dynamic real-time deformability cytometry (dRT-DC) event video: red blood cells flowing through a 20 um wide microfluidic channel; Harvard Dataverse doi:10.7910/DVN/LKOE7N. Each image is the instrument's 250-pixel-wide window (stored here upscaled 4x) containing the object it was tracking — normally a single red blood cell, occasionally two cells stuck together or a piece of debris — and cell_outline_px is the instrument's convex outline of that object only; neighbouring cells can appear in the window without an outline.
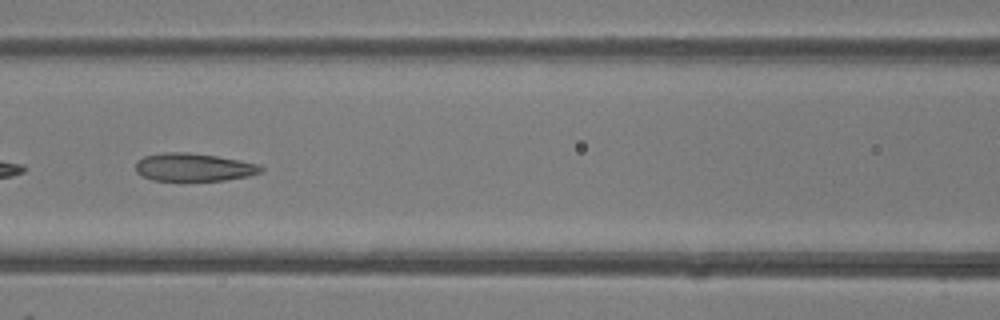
{"species": "common noctule bat (a hibernating species)", "species_latin": "Nyctalus noctula", "temperature_condition": "room temperature", "stored_images_in_passage": 46, "camera_frame_rate_fps": 3000, "um_per_image_px": 0.085, "animal": {"sex": "female"}, "frame": {"image": 1, "passage_image": 20, "time_ms": 6.333, "image_size_px": [1000, 320], "cell_outline_px": [[264, 168], [260, 172], [248, 176], [224, 180], [152, 180], [140, 176], [136, 172], [136, 160], [144, 156], [164, 152], [188, 152], [216, 156], [240, 160], [260, 164]], "centroid_in_image_um": [16.43, 14.21], "position_along_channel_um": 150.2, "area_um2": 20.46}, "authors_computed_cell_mechanics": {"area_um2": 22.1663, "velocity_mm_per_s": 4.3341, "shape_relaxation_time_tau1_ms": null, "shape_relaxation_time_tau2_ms": 1.7491, "deformation_change_tau1": null, "deformation_change_tau2": 0.0974}}